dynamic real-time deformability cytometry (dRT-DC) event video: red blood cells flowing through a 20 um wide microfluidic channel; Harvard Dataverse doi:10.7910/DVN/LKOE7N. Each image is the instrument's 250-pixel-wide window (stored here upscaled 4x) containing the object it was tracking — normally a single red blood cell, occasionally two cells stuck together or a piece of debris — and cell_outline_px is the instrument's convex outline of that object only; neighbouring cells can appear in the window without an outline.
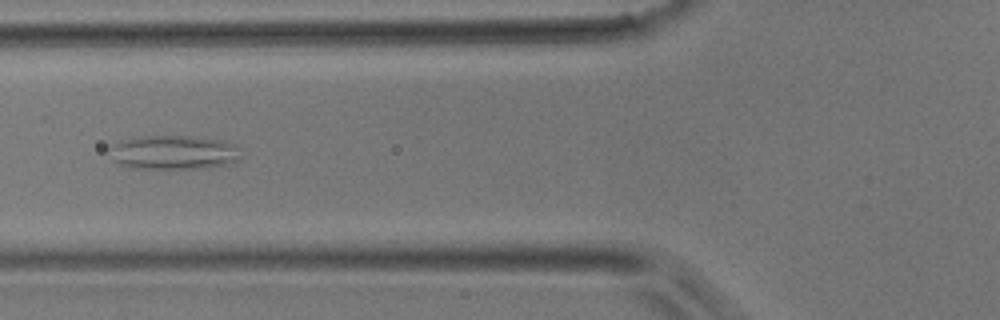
{"species": "common noctule bat (a hibernating species)", "species_latin": "Nyctalus noctula", "temperature_condition": "room temperature", "stored_images_in_passage": 48, "camera_frame_rate_fps": 3000, "um_per_image_px": 0.085, "animal": {"sex": "male", "body_mass_g": 17.9}, "frame": {"image": 1, "passage_image": 18, "time_ms": 5.667, "image_size_px": [1000, 320], "cell_outline_px": [[240, 160], [224, 164], [200, 168], [128, 168], [112, 160], [108, 148], [120, 140], [148, 136], [188, 136], [220, 140], [232, 144], [240, 148]], "centroid_in_image_um": [14.72, 12.95], "position_along_channel_um": 111.1, "area_um2": 25.95}}
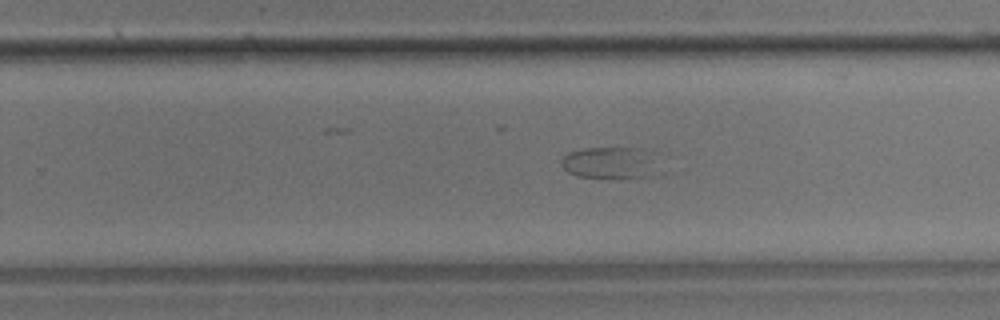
{"frame": {"image": 2, "passage_image": 30, "time_ms": 9.667, "image_size_px": [1000, 320], "cell_outline_px": [[652, 152], [648, 176], [576, 176], [568, 172], [560, 164], [560, 160], [568, 152], [584, 148], [640, 148]], "centroid_in_image_um": [51.65, 13.78], "position_along_channel_um": 278.1, "area_um2": 16.82}}
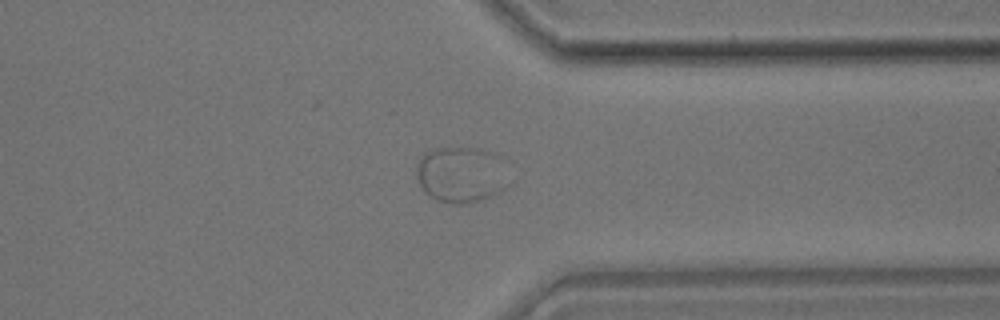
{"frame": {"image": 3, "passage_image": 37, "time_ms": 12.0, "image_size_px": [1000, 320], "cell_outline_px": [[512, 184], [500, 192], [492, 196], [468, 204], [452, 204], [440, 200], [432, 196], [420, 184], [416, 176], [416, 164], [424, 152], [436, 148], [480, 148], [504, 156], [508, 160]], "centroid_in_image_um": [39.35, 14.81], "position_along_channel_um": 372.1, "area_um2": 31.33}}